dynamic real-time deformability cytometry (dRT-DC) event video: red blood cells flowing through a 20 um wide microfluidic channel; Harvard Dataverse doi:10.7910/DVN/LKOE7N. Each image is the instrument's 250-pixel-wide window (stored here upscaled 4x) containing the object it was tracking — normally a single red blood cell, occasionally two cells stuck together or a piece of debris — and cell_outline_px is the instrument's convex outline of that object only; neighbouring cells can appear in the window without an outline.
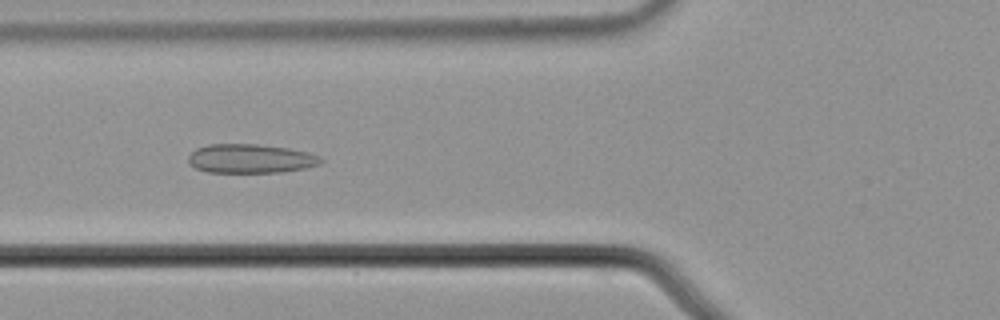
{"species": "common noctule bat (a hibernating species)", "species_latin": "Nyctalus noctula", "temperature_condition": "cold", "stored_images_in_passage": 48, "camera_frame_rate_fps": 3000, "um_per_image_px": 0.085, "animal": {"sex": "male", "body_mass_g": 21.5, "forearm_length_mm": 52.0}, "frame": {"image": 1, "passage_image": 13, "time_ms": 4.0, "image_size_px": [1000, 320], "cell_outline_px": [[324, 160], [320, 164], [304, 168], [280, 172], [208, 172], [196, 168], [188, 164], [188, 156], [196, 148], [208, 144], [256, 144], [288, 148], [308, 152], [320, 156]], "centroid_in_image_um": [21.28, 13.48], "position_along_channel_um": 104.5, "area_um2": 22.43}}
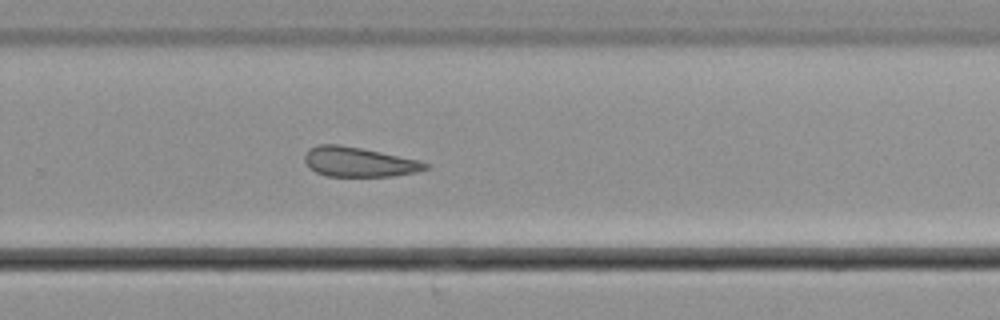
{"frame": {"image": 2, "passage_image": 29, "time_ms": 9.333, "image_size_px": [1000, 320], "cell_outline_px": [[428, 168], [416, 172], [392, 176], [328, 176], [316, 172], [308, 168], [304, 160], [304, 156], [308, 148], [316, 144], [340, 144], [420, 160], [428, 164]], "centroid_in_image_um": [30.45, 13.76], "position_along_channel_um": 299.4, "area_um2": 20.92}}
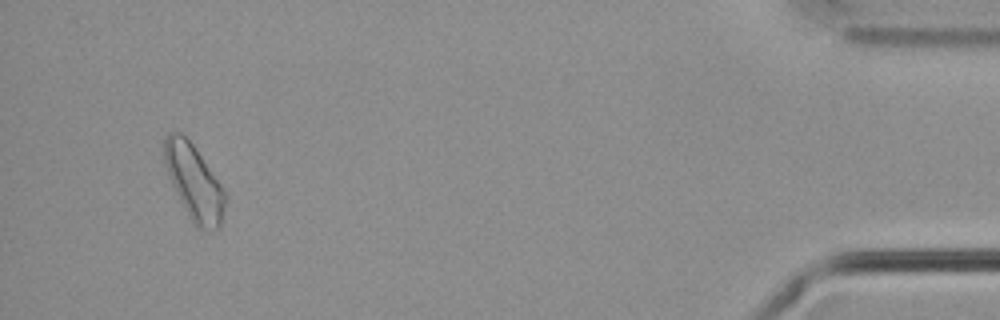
{"frame": {"image": 3, "passage_image": 45, "time_ms": 14.667, "image_size_px": [1000, 320], "cell_outline_px": [[224, 204], [220, 228], [196, 228], [188, 216], [168, 176], [164, 164], [164, 136], [168, 132], [180, 132], [192, 144], [220, 184], [224, 192]], "centroid_in_image_um": [16.44, 15.47], "position_along_channel_um": 418.8, "area_um2": 25.95}, "authors_computed_cell_mechanics": {"area_um2": 22.1663, "velocity_mm_per_s": 3.6559, "shape_relaxation_time_tau1_ms": null, "shape_relaxation_time_tau2_ms": 7.7019, "deformation_change_tau1": null, "deformation_change_tau2": 0.1542}}